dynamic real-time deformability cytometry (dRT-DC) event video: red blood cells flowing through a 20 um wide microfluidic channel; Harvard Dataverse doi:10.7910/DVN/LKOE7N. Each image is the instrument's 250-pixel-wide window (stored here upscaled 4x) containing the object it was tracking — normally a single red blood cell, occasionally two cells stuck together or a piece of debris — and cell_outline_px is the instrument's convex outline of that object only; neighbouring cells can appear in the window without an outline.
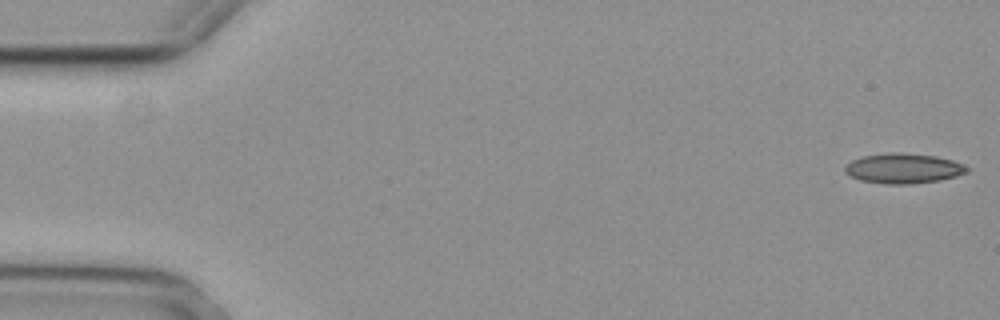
{"species": "common noctule bat (a hibernating species)", "species_latin": "Nyctalus noctula", "temperature_condition": "cold", "stored_images_in_passage": 4, "camera_frame_rate_fps": 3000, "um_per_image_px": 0.085, "animal": {"sex": "female", "body_mass_g": 29.2, "forearm_length_mm": 56.3}, "frame": {"image": 1, "passage_image": 1, "time_ms": 0.0, "image_size_px": [1000, 320], "cell_outline_px": [[968, 172], [956, 176], [940, 180], [908, 184], [888, 184], [860, 180], [844, 172], [844, 168], [852, 160], [864, 156], [888, 152], [900, 152], [936, 156], [952, 160], [964, 164], [968, 168]], "centroid_in_image_um": [76.8, 14.31], "position_along_channel_um": 8.2, "area_um2": 21.27}}
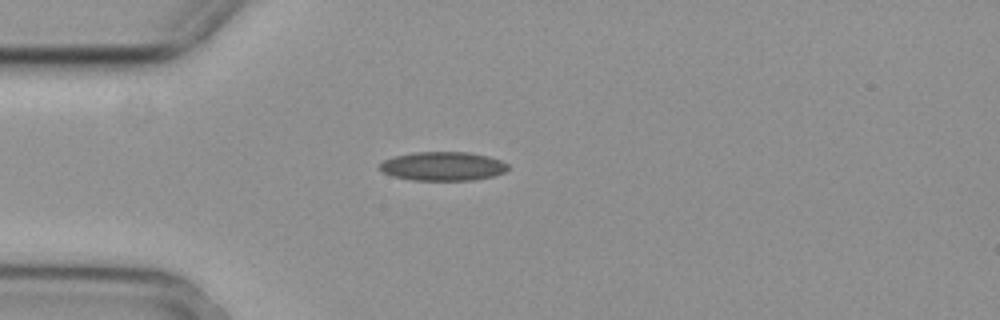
{"frame": {"image": 2, "passage_image": 4, "time_ms": 1.0, "image_size_px": [1000, 320], "cell_outline_px": [[508, 168], [504, 172], [492, 176], [472, 180], [412, 180], [392, 176], [384, 172], [380, 168], [380, 164], [384, 160], [392, 156], [416, 152], [468, 152], [488, 156], [500, 160], [508, 164]], "centroid_in_image_um": [37.63, 14.12], "position_along_channel_um": 47.4, "area_um2": 21.5}}